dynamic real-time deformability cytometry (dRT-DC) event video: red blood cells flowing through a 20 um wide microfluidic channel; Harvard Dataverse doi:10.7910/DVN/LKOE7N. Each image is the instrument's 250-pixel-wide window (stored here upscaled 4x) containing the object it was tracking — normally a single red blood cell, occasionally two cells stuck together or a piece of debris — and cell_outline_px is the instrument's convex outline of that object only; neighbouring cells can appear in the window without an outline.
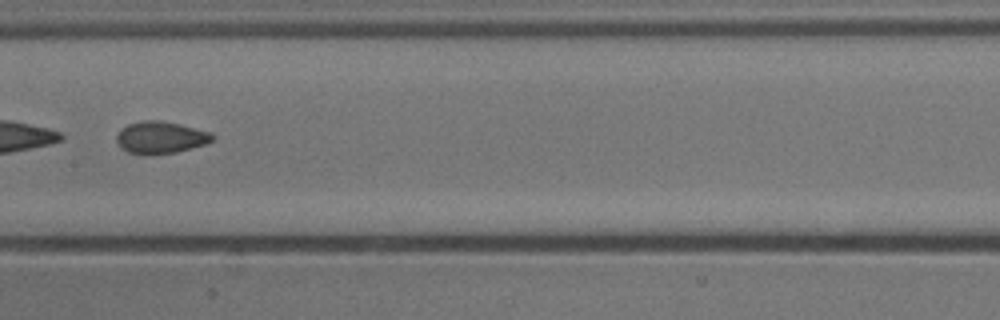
{"species": "common noctule bat (a hibernating species)", "species_latin": "Nyctalus noctula", "temperature_condition": "cold", "stored_images_in_passage": 5, "camera_frame_rate_fps": 3000, "um_per_image_px": 0.085, "animal": {"sex": "male", "body_mass_g": 13.3}, "frame": {"image": 1, "passage_image": 5, "time_ms": 1.333, "image_size_px": [1000, 320], "cell_outline_px": [[216, 136], [212, 140], [204, 144], [192, 148], [176, 152], [152, 156], [144, 156], [128, 152], [120, 148], [116, 140], [116, 136], [128, 124], [144, 120], [160, 120], [180, 124], [212, 132]], "centroid_in_image_um": [13.66, 11.71], "position_along_channel_um": 193.7, "area_um2": 18.21}}